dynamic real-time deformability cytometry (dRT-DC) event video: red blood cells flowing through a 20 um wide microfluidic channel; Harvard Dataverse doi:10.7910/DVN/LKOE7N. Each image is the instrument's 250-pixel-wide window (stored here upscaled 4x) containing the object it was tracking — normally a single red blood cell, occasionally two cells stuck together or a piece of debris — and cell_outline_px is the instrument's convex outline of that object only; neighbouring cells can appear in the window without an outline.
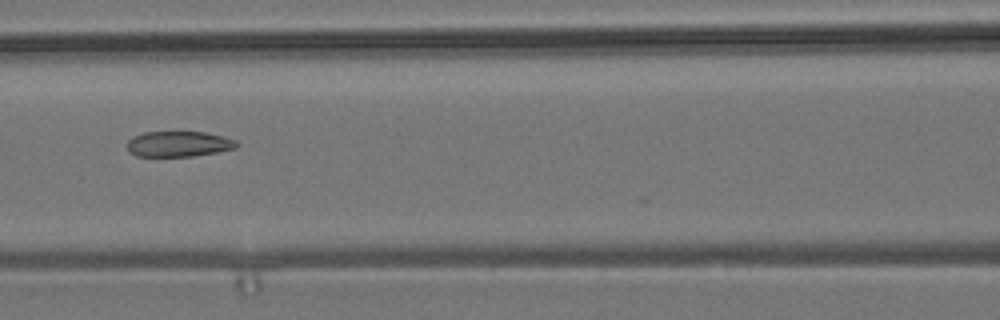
{"species": "common noctule bat (a hibernating species)", "species_latin": "Nyctalus noctula", "temperature_condition": "room temperature", "stored_images_in_passage": 4, "camera_frame_rate_fps": 3000, "um_per_image_px": 0.085, "animal": {"sex": "male", "body_mass_g": 19.2, "forearm_length_mm": 51.8}, "frame": {"image": 1, "passage_image": 3, "time_ms": 2.333, "image_size_px": [1000, 320], "cell_outline_px": [[240, 144], [236, 148], [216, 152], [192, 156], [136, 156], [128, 152], [128, 140], [132, 136], [144, 132], [176, 128], [204, 132], [224, 136], [236, 140]], "centroid_in_image_um": [15.17, 12.18], "position_along_channel_um": 151.4, "area_um2": 17.22}}